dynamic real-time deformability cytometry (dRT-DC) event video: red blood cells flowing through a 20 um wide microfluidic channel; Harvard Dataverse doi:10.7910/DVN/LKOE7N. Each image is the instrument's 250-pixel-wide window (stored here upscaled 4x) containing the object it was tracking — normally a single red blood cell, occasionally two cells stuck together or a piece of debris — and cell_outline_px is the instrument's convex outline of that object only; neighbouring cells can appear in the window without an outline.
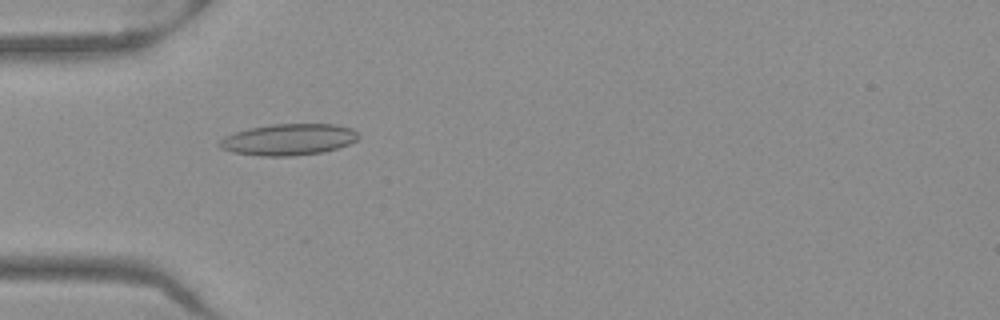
{"species": "Egyptian fruit bat (a non-hibernating species)", "species_latin": "Rousettus aegyptiacus", "temperature_condition": "warm", "stored_images_in_passage": 51, "camera_frame_rate_fps": 3000, "um_per_image_px": 0.085, "frame": {"image": 1, "passage_image": 16, "time_ms": 5.0, "image_size_px": [1000, 320], "cell_outline_px": [[360, 136], [356, 140], [348, 144], [324, 152], [288, 156], [260, 156], [232, 152], [220, 148], [216, 144], [224, 136], [236, 132], [252, 128], [272, 124], [336, 124], [352, 128]], "centroid_in_image_um": [24.51, 11.86], "position_along_channel_um": 60.5, "area_um2": 25.37}}
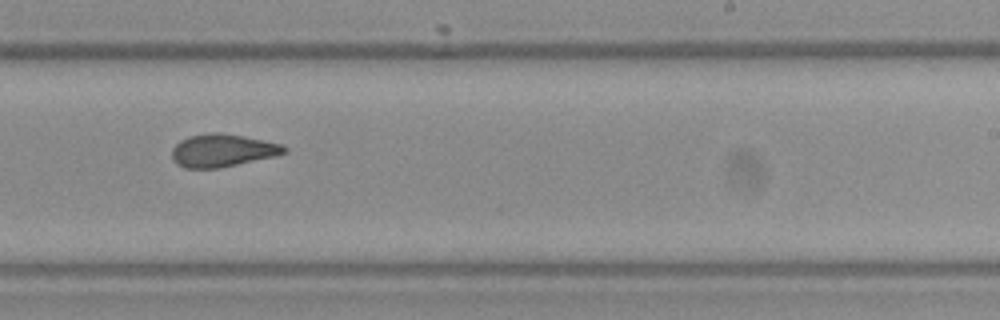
{"frame": {"image": 2, "passage_image": 32, "time_ms": 10.333, "image_size_px": [1000, 320], "cell_outline_px": [[288, 152], [276, 156], [220, 168], [184, 168], [176, 164], [172, 160], [172, 148], [180, 140], [188, 136], [212, 132], [220, 132], [244, 136], [284, 144], [288, 148]], "centroid_in_image_um": [18.93, 12.79], "position_along_channel_um": 270.1, "area_um2": 21.79}}
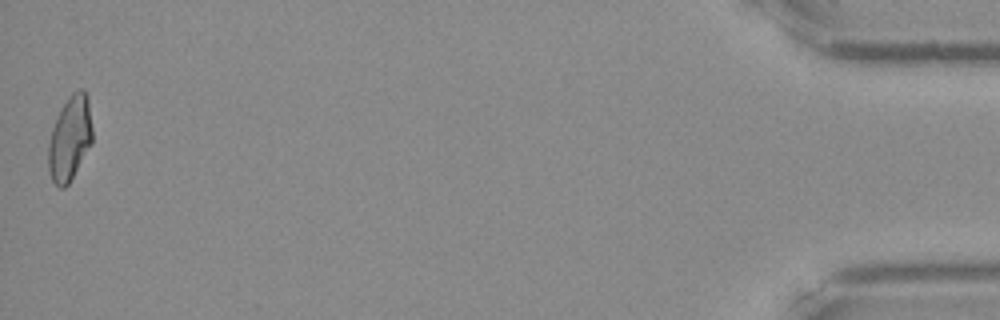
{"frame": {"image": 3, "passage_image": 51, "time_ms": 16.667, "image_size_px": [1000, 320], "cell_outline_px": [[92, 144], [68, 184], [64, 188], [60, 188], [52, 180], [48, 168], [48, 144], [52, 128], [56, 116], [68, 96], [72, 92], [80, 88], [84, 88], [88, 96], [92, 128]], "centroid_in_image_um": [5.94, 11.72], "position_along_channel_um": 429.3, "area_um2": 21.91}, "authors_computed_cell_mechanics": {"area_um2": 22.0218, "velocity_mm_per_s": 3.9775, "shape_relaxation_time_tau1_ms": null, "shape_relaxation_time_tau2_ms": 2.699, "deformation_change_tau1": null, "deformation_change_tau2": 0.0953}}